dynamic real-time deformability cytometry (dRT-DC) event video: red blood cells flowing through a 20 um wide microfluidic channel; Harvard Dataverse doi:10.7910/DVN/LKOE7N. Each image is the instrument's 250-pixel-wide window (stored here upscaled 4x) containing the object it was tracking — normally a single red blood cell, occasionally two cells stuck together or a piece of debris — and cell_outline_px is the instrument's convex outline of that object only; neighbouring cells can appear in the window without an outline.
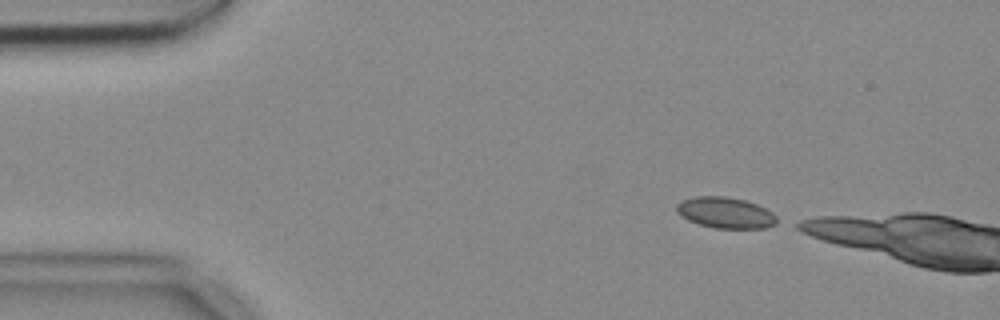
{"species": "common noctule bat (a hibernating species)", "species_latin": "Nyctalus noctula", "temperature_condition": "cold", "stored_images_in_passage": 5, "camera_frame_rate_fps": 3000, "um_per_image_px": 0.085, "animal": {"sex": "female", "body_mass_g": 18.4}, "frame": {"image": 1, "passage_image": 1, "time_ms": 0.0, "image_size_px": [1000, 320], "cell_outline_px": [[776, 224], [764, 228], [716, 228], [700, 224], [688, 220], [680, 216], [676, 212], [676, 204], [680, 200], [692, 196], [724, 196], [744, 200], [756, 204], [772, 212], [776, 216]], "centroid_in_image_um": [61.61, 18.07], "position_along_channel_um": 23.4, "area_um2": 18.15}}